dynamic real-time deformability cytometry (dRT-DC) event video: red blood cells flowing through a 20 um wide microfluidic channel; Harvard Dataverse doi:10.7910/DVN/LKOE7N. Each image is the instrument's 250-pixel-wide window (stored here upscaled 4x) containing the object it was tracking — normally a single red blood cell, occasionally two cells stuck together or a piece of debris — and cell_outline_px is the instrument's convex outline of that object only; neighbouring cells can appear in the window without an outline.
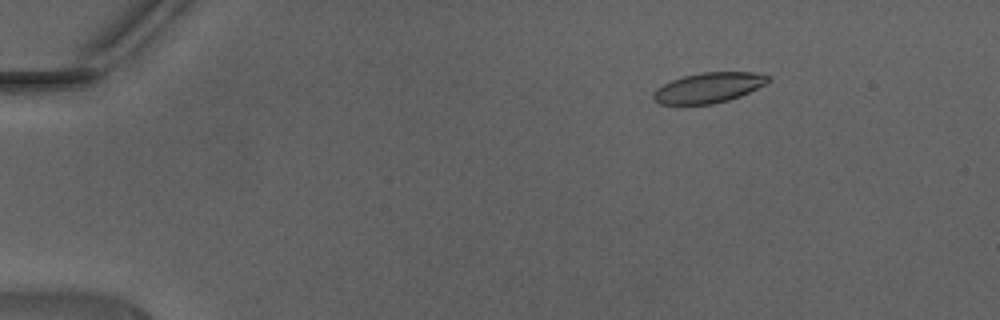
{"species": "Egyptian fruit bat (a non-hibernating species)", "species_latin": "Rousettus aegyptiacus", "temperature_condition": "warm", "stored_images_in_passage": 48, "camera_frame_rate_fps": 3000, "um_per_image_px": 0.085, "animal": {"sex": "male"}, "frame": {"image": 1, "passage_image": 8, "time_ms": 2.333, "image_size_px": [1000, 320], "cell_outline_px": [[772, 80], [740, 96], [728, 100], [712, 104], [660, 104], [652, 96], [652, 92], [656, 88], [672, 80], [684, 76], [704, 72], [752, 72], [772, 76]], "centroid_in_image_um": [60.24, 7.45], "position_along_channel_um": 24.8, "area_um2": 20.06}}
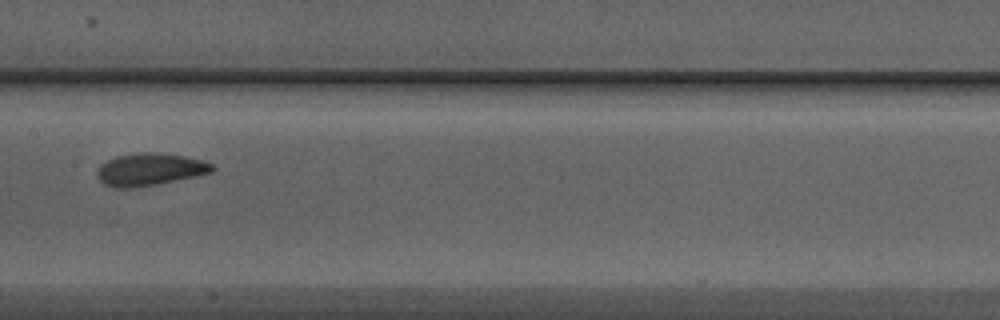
{"frame": {"image": 2, "passage_image": 26, "time_ms": 8.333, "image_size_px": [1000, 320], "cell_outline_px": [[216, 168], [212, 172], [156, 184], [132, 188], [112, 188], [104, 184], [96, 176], [96, 172], [100, 164], [116, 156], [144, 152], [160, 152], [184, 156], [204, 160], [212, 164]], "centroid_in_image_um": [12.71, 14.39], "position_along_channel_um": 194.7, "area_um2": 21.73}}
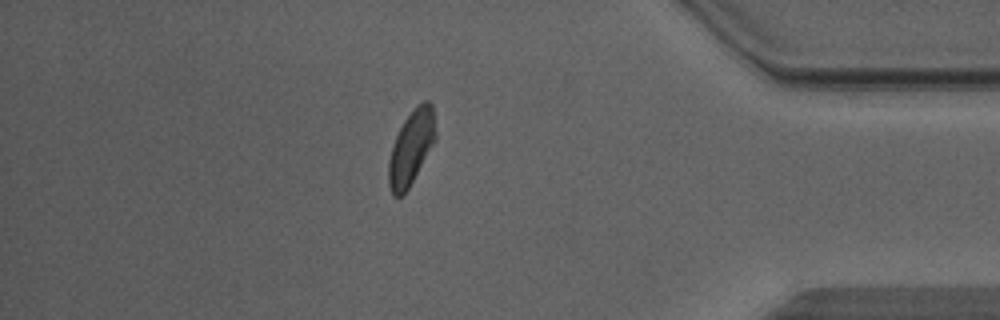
{"frame": {"image": 3, "passage_image": 42, "time_ms": 13.667, "image_size_px": [1000, 320], "cell_outline_px": [[436, 140], [408, 188], [400, 196], [392, 196], [388, 184], [388, 160], [396, 136], [404, 120], [416, 104], [424, 100], [428, 100], [432, 104], [436, 132]], "centroid_in_image_um": [34.95, 12.51], "position_along_channel_um": 400.2, "area_um2": 20.29}, "authors_computed_cell_mechanics": {"area_um2": 20.6924, "velocity_mm_per_s": 4.4245, "shape_relaxation_time_tau1_ms": 3.3859, "shape_relaxation_time_tau2_ms": 2.2895, "deformation_change_tau1": 0.1325, "deformation_change_tau2": 0.0733}}